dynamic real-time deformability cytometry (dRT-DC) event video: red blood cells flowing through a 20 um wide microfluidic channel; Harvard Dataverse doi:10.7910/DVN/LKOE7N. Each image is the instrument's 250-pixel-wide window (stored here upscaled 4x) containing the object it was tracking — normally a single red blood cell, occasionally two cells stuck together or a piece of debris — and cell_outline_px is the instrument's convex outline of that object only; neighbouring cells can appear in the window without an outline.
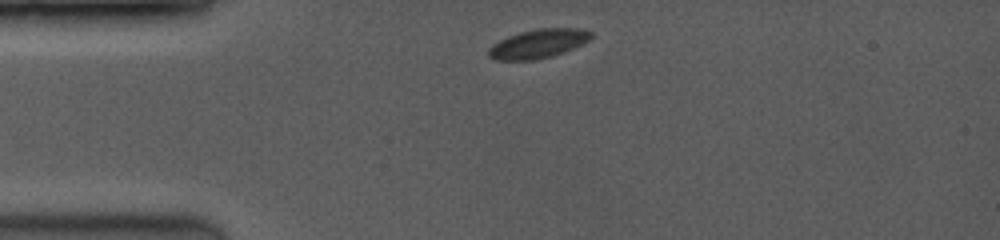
{"species": "common noctule bat (a hibernating species)", "species_latin": "Nyctalus noctula", "temperature_condition": "room temperature", "stored_images_in_passage": 31, "camera_frame_rate_fps": 3500, "um_per_image_px": 0.085, "animal": {"sex": "female", "body_mass_g": 19.0, "forearm_length_mm": 53.3}, "frame": {"image": 1, "passage_image": 1, "time_ms": 0.0, "image_size_px": [1000, 240], "cell_outline_px": [[592, 36], [588, 40], [564, 52], [552, 56], [536, 60], [492, 60], [488, 56], [488, 48], [492, 44], [508, 36], [520, 32], [540, 28], [576, 28], [592, 32]], "centroid_in_image_um": [45.69, 3.72], "position_along_channel_um": 39.3, "area_um2": 17.22}}
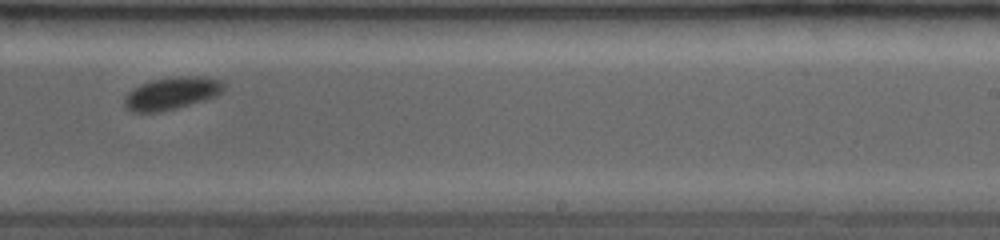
{"frame": {"image": 2, "passage_image": 16, "time_ms": 4.286, "image_size_px": [1000, 240], "cell_outline_px": [[224, 88], [216, 96], [204, 100], [176, 108], [160, 112], [132, 112], [124, 108], [124, 96], [132, 88], [140, 84], [152, 80], [180, 76], [200, 76], [220, 80], [224, 84]], "centroid_in_image_um": [14.54, 7.94], "position_along_channel_um": 274.5, "area_um2": 18.79}}
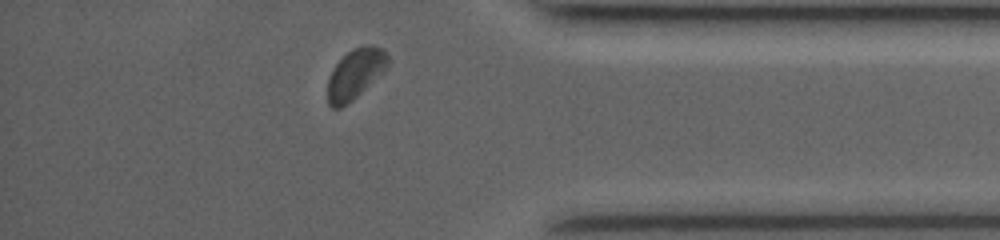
{"frame": {"image": 3, "passage_image": 28, "time_ms": 7.714, "image_size_px": [1000, 240], "cell_outline_px": [[388, 68], [348, 104], [340, 108], [332, 108], [328, 104], [328, 76], [336, 64], [352, 48], [368, 44], [372, 44], [388, 52]], "centroid_in_image_um": [30.21, 6.27], "position_along_channel_um": 405.0, "area_um2": 17.63}, "authors_computed_cell_mechanics": {"area_um2": 18.0336, "velocity_mm_per_s": 4.1126, "shape_relaxation_time_tau1_ms": 0.9984, "shape_relaxation_time_tau2_ms": null, "deformation_change_tau1": 0.035, "deformation_change_tau2": null}}